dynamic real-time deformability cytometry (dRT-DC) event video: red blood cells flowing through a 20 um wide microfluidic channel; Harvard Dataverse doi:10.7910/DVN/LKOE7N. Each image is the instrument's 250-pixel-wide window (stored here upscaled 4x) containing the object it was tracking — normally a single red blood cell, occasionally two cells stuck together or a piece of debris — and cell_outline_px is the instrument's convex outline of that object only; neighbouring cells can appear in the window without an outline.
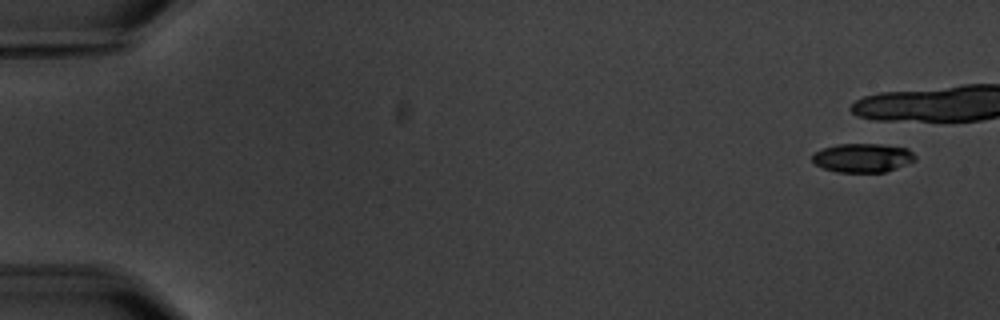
{"species": "common noctule bat (a hibernating species)", "species_latin": "Nyctalus noctula", "temperature_condition": "warm", "stored_images_in_passage": 8, "camera_frame_rate_fps": 3000, "um_per_image_px": 0.085, "animal": {"sex": "male", "body_mass_g": 20.1, "forearm_length_mm": 53.5}, "frame": {"image": 1, "passage_image": 1, "time_ms": 0.0, "image_size_px": [1000, 320], "cell_outline_px": [[916, 160], [908, 164], [884, 172], [836, 172], [824, 168], [816, 164], [812, 160], [812, 156], [816, 152], [824, 148], [836, 144], [880, 144], [908, 148], [916, 156]], "centroid_in_image_um": [73.36, 13.41], "position_along_channel_um": 11.6, "area_um2": 17.28}}